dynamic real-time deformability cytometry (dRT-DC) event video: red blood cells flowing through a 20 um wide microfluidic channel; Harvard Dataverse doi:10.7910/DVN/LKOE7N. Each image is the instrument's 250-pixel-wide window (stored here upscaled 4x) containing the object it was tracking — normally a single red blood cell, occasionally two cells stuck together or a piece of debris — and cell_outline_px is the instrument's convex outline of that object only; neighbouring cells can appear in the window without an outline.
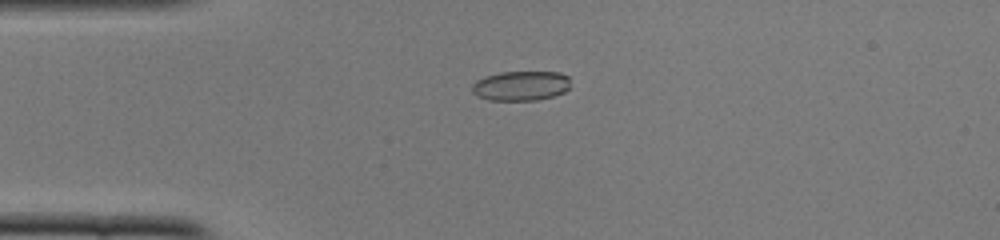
{"species": "common noctule bat (a hibernating species)", "species_latin": "Nyctalus noctula", "temperature_condition": "cold", "stored_images_in_passage": 52, "camera_frame_rate_fps": 3000, "um_per_image_px": 0.085, "animal": {"sex": "female", "body_mass_g": 22.0, "forearm_length_mm": 56.7}, "frame": {"image": 1, "passage_image": 13, "time_ms": 4.0, "image_size_px": [1000, 240], "cell_outline_px": [[568, 88], [564, 92], [552, 96], [536, 100], [488, 100], [476, 96], [472, 92], [472, 84], [476, 80], [484, 76], [500, 72], [560, 72], [568, 76]], "centroid_in_image_um": [44.22, 7.29], "position_along_channel_um": 40.8, "area_um2": 17.05}}
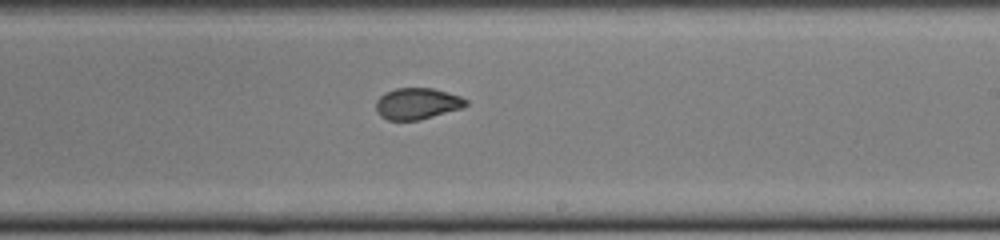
{"frame": {"image": 2, "passage_image": 31, "time_ms": 10.0, "image_size_px": [1000, 240], "cell_outline_px": [[468, 104], [464, 108], [420, 120], [388, 120], [380, 116], [376, 112], [376, 100], [384, 92], [396, 88], [432, 88], [460, 96], [468, 100]], "centroid_in_image_um": [35.46, 8.81], "position_along_channel_um": 253.5, "area_um2": 16.65}}
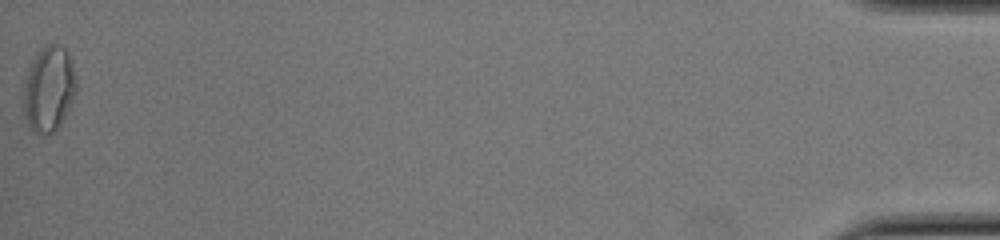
{"frame": {"image": 3, "passage_image": 52, "time_ms": 17.0, "image_size_px": [1000, 240], "cell_outline_px": [[76, 92], [56, 132], [44, 136], [40, 136], [28, 128], [24, 116], [24, 84], [32, 60], [36, 52], [40, 48], [48, 44], [56, 44], [64, 48], [68, 52], [76, 76]], "centroid_in_image_um": [4.14, 7.6], "position_along_channel_um": 431.1, "area_um2": 26.47}, "authors_computed_cell_mechanics": {"area_um2": 17.2533, "velocity_mm_per_s": 3.9368, "shape_relaxation_time_tau1_ms": null, "shape_relaxation_time_tau2_ms": 1.1585, "deformation_change_tau1": null, "deformation_change_tau2": 0.0579}}